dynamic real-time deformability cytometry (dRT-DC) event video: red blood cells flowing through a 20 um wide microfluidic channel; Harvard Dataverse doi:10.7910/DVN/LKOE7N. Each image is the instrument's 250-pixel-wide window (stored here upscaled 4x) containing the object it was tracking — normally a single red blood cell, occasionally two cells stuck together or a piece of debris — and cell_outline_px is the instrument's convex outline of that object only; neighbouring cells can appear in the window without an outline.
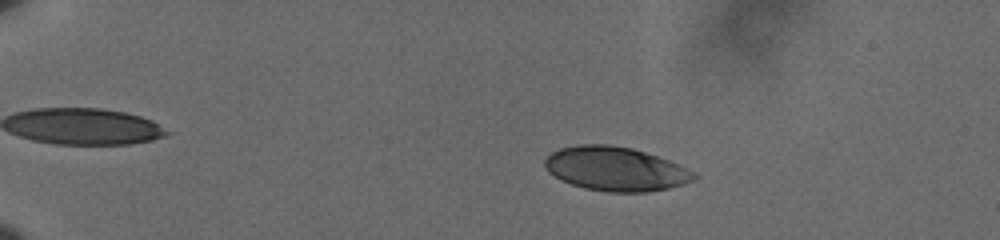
{"species": "human", "species_latin": "Homo sapiens", "temperature_condition": "cold", "stored_images_in_passage": 60, "camera_frame_rate_fps": 3000, "um_per_image_px": 0.085, "donor": {"sex": "male"}, "frame": {"image": 1, "passage_image": 13, "time_ms": 4.0, "image_size_px": [1000, 240], "cell_outline_px": [[696, 176], [692, 180], [668, 188], [644, 192], [608, 192], [584, 188], [560, 180], [548, 172], [544, 168], [544, 160], [552, 152], [560, 148], [580, 144], [608, 144], [632, 148], [668, 160], [692, 172]], "centroid_in_image_um": [52.23, 14.35], "position_along_channel_um": 32.8, "area_um2": 37.86}}
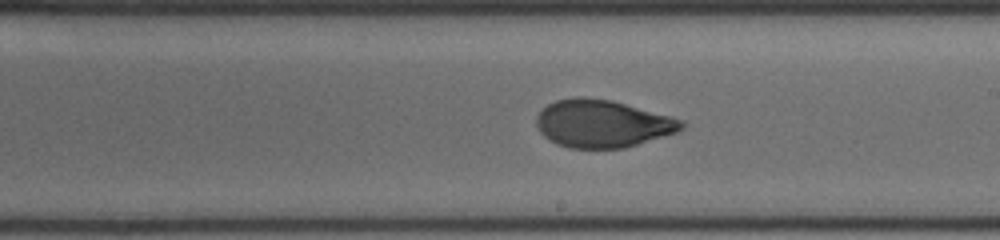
{"frame": {"image": 2, "passage_image": 38, "time_ms": 12.333, "image_size_px": [1000, 240], "cell_outline_px": [[684, 128], [676, 132], [624, 148], [568, 148], [556, 144], [548, 140], [540, 132], [536, 124], [536, 116], [548, 104], [556, 100], [576, 96], [580, 96], [612, 100], [684, 120]], "centroid_in_image_um": [51.17, 10.51], "position_along_channel_um": 237.8, "area_um2": 40.17}}
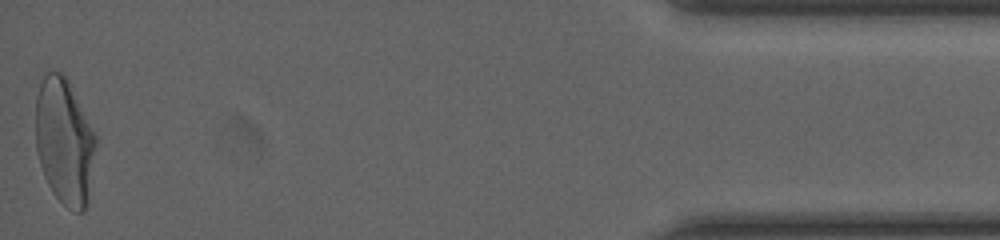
{"frame": {"image": 3, "passage_image": 60, "time_ms": 19.667, "image_size_px": [1000, 240], "cell_outline_px": [[96, 144], [88, 200], [84, 212], [76, 212], [68, 208], [52, 192], [44, 176], [40, 164], [36, 148], [36, 96], [40, 84], [44, 76], [48, 72], [60, 72], [68, 80], [96, 136]], "centroid_in_image_um": [5.47, 12.04], "position_along_channel_um": 429.7, "area_um2": 43.93}, "authors_computed_cell_mechanics": {"area_um2": 40.2577, "velocity_mm_per_s": 3.5913, "shape_relaxation_time_tau1_ms": 4.4074, "shape_relaxation_time_tau2_ms": 0.941, "deformation_change_tau1": 0.1749, "deformation_change_tau2": 0.0519}}